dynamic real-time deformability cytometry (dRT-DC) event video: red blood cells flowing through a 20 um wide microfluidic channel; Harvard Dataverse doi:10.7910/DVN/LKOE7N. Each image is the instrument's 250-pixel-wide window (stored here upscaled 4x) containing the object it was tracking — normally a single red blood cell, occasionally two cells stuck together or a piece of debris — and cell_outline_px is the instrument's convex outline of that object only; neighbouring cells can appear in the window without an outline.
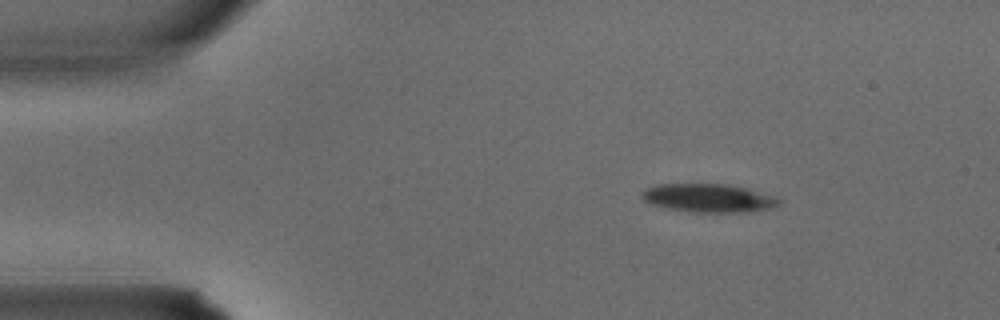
{"species": "common noctule bat (a hibernating species)", "species_latin": "Nyctalus noctula", "temperature_condition": "warm", "stored_images_in_passage": 2, "camera_frame_rate_fps": 3000, "um_per_image_px": 0.085, "animal": {"sex": "male", "body_mass_g": 15.6}, "frame": {"image": 1, "passage_image": 1, "time_ms": 0.0, "image_size_px": [1000, 320], "cell_outline_px": [[784, 200], [780, 204], [772, 208], [748, 212], [688, 212], [664, 208], [648, 204], [640, 196], [640, 192], [644, 188], [656, 184], [724, 184], [748, 188], [776, 196]], "centroid_in_image_um": [60.21, 16.84], "position_along_channel_um": 24.8, "area_um2": 23.29}}